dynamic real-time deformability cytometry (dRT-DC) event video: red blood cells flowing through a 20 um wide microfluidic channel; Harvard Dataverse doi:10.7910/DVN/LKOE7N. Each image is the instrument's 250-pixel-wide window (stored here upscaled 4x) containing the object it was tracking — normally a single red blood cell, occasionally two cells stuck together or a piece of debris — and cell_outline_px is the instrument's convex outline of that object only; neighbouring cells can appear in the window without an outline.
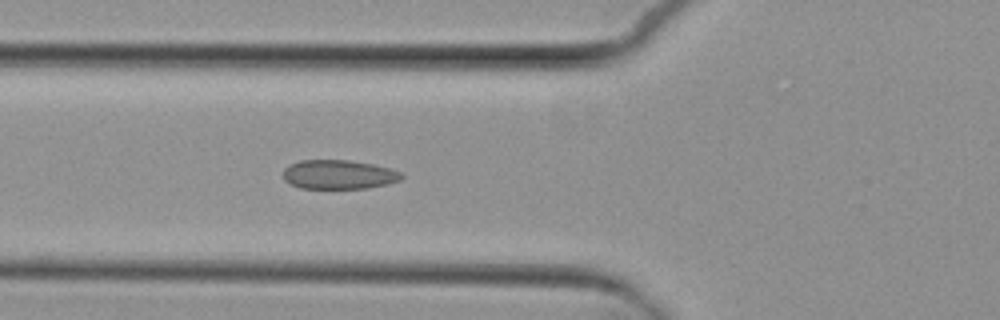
{"species": "common noctule bat (a hibernating species)", "species_latin": "Nyctalus noctula", "temperature_condition": "cold", "stored_images_in_passage": 5, "camera_frame_rate_fps": 3000, "um_per_image_px": 0.085, "animal": {"sex": "female", "body_mass_g": 29.2, "forearm_length_mm": 56.3}, "frame": {"image": 1, "passage_image": 5, "time_ms": 4.667, "image_size_px": [1000, 320], "cell_outline_px": [[404, 176], [400, 180], [388, 184], [368, 188], [300, 188], [284, 180], [284, 168], [288, 164], [300, 160], [348, 160], [372, 164], [392, 168], [400, 172]], "centroid_in_image_um": [28.8, 14.83], "position_along_channel_um": 97.0, "area_um2": 20.17}}